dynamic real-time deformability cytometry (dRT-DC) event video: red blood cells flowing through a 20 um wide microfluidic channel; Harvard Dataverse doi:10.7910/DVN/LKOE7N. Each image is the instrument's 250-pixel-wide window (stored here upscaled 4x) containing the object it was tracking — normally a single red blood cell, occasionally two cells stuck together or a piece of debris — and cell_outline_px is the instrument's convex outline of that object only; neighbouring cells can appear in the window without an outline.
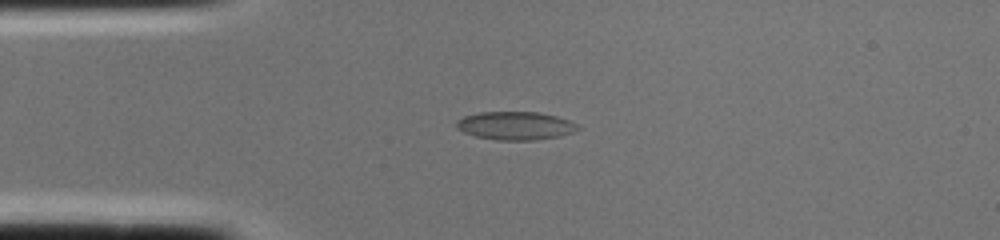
{"species": "common noctule bat (a hibernating species)", "species_latin": "Nyctalus noctula", "temperature_condition": "cold", "stored_images_in_passage": 1, "camera_frame_rate_fps": 3000, "um_per_image_px": 0.085, "animal": {"sex": "female", "body_mass_g": 22.0, "forearm_length_mm": 56.7}, "frame": {"image": 1, "passage_image": 1, "time_ms": 0.0, "image_size_px": [1000, 240], "cell_outline_px": [[580, 128], [572, 132], [560, 136], [536, 140], [496, 140], [476, 136], [464, 132], [456, 128], [456, 120], [464, 116], [480, 112], [536, 112], [556, 116], [568, 120], [576, 124]], "centroid_in_image_um": [43.78, 10.69], "position_along_channel_um": 41.2, "area_um2": 19.88}}